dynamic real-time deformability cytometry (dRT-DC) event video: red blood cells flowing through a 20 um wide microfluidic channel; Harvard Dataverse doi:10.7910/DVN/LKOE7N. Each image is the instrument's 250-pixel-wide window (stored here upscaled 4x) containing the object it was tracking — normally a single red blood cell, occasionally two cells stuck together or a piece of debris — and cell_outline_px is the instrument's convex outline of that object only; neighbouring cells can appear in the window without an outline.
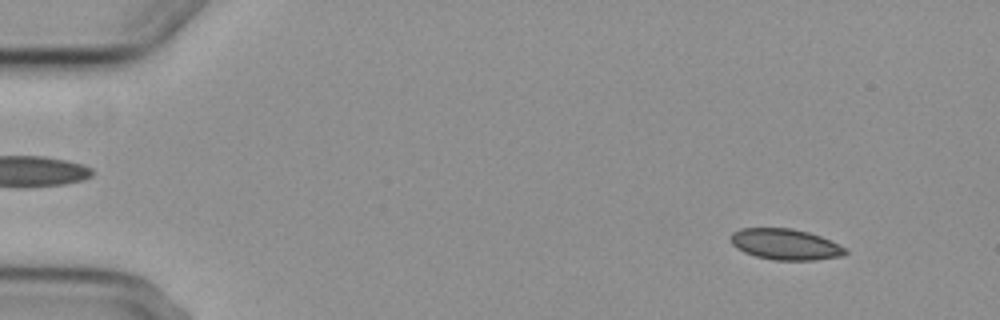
{"species": "common noctule bat (a hibernating species)", "species_latin": "Nyctalus noctula", "temperature_condition": "cold", "stored_images_in_passage": 4, "camera_frame_rate_fps": 3000, "um_per_image_px": 0.085, "animal": {"sex": "female", "body_mass_g": 29.2, "forearm_length_mm": 56.3}, "frame": {"image": 1, "passage_image": 1, "time_ms": 0.0, "image_size_px": [1000, 320], "cell_outline_px": [[848, 252], [844, 256], [816, 260], [772, 260], [756, 256], [744, 252], [736, 248], [732, 244], [732, 232], [740, 228], [792, 228], [808, 232], [820, 236], [848, 248]], "centroid_in_image_um": [66.79, 20.77], "position_along_channel_um": 18.2, "area_um2": 20.81}}